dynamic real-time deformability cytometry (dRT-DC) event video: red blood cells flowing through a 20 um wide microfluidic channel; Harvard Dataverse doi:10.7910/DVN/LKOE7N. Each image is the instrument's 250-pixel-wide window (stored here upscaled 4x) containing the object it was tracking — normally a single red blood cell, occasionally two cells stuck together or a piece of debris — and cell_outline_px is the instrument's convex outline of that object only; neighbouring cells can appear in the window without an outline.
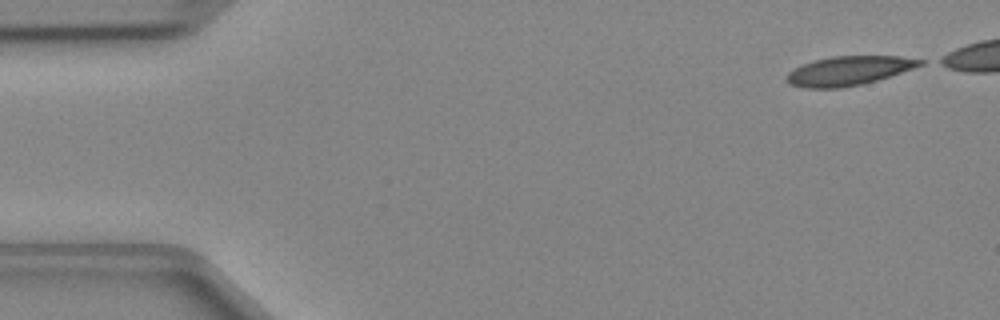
{"species": "Egyptian fruit bat (a non-hibernating species)", "species_latin": "Rousettus aegyptiacus", "temperature_condition": "cold", "stored_images_in_passage": 39, "camera_frame_rate_fps": 3000, "um_per_image_px": 0.085, "animal": {"sex": "female"}, "frame": {"image": 1, "passage_image": 1, "time_ms": 0.0, "image_size_px": [1000, 320], "cell_outline_px": [[928, 60], [924, 64], [876, 80], [860, 84], [840, 88], [804, 88], [792, 84], [784, 80], [784, 76], [788, 72], [812, 60], [832, 56], [900, 56]], "centroid_in_image_um": [72.12, 6.0], "position_along_channel_um": 12.9, "area_um2": 22.54}}
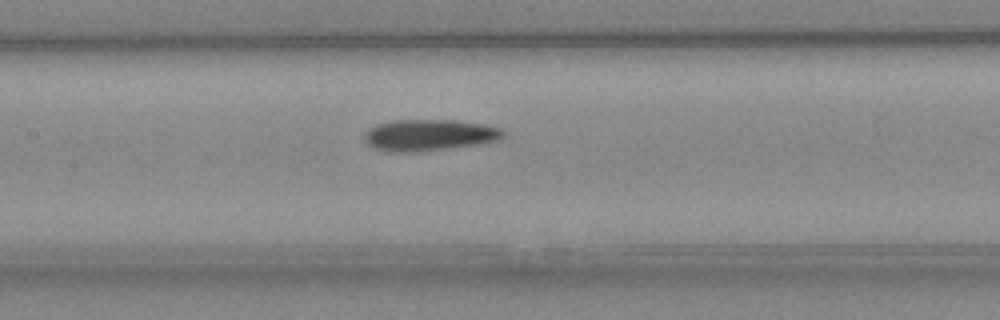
{"frame": {"image": 2, "passage_image": 20, "time_ms": 6.333, "image_size_px": [1000, 320], "cell_outline_px": [[504, 136], [500, 140], [480, 144], [416, 152], [392, 152], [372, 148], [364, 140], [364, 136], [376, 124], [392, 120], [456, 120], [484, 124], [500, 128], [504, 132]], "centroid_in_image_um": [36.5, 11.48], "position_along_channel_um": 170.9, "area_um2": 25.43}}
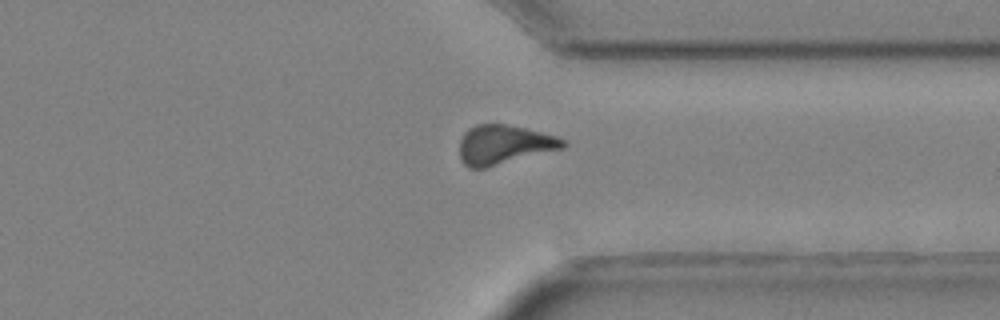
{"frame": {"image": 3, "passage_image": 34, "time_ms": 11.0, "image_size_px": [1000, 320], "cell_outline_px": [[568, 144], [564, 148], [488, 168], [468, 168], [460, 160], [460, 140], [464, 132], [468, 128], [476, 124], [504, 124], [524, 128], [556, 136], [564, 140]], "centroid_in_image_um": [42.82, 12.31], "position_along_channel_um": 368.6, "area_um2": 23.87}}